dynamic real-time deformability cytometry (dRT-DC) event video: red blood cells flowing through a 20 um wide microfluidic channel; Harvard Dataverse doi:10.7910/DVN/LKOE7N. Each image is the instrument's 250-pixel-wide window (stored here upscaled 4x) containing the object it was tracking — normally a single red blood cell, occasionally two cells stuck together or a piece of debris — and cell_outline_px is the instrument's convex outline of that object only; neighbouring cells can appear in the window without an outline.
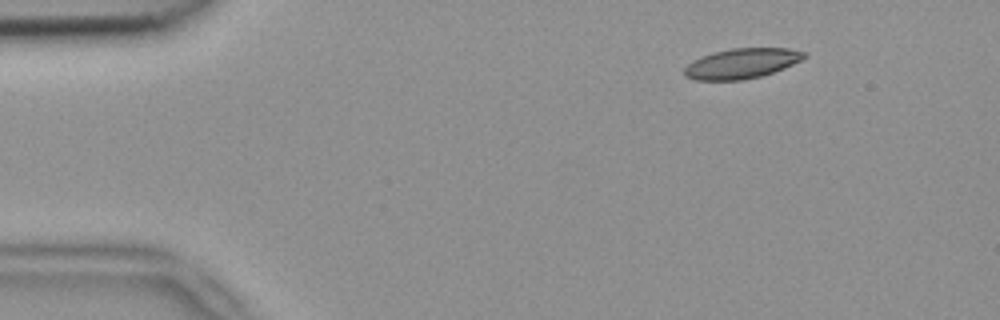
{"species": "common noctule bat (a hibernating species)", "species_latin": "Nyctalus noctula", "temperature_condition": "room temperature", "stored_images_in_passage": 5, "camera_frame_rate_fps": 3000, "um_per_image_px": 0.085, "animal": {"sex": "female", "body_mass_g": 18.4}, "frame": {"image": 1, "passage_image": 1, "time_ms": 0.0, "image_size_px": [1000, 320], "cell_outline_px": [[808, 56], [784, 68], [760, 76], [740, 80], [696, 80], [684, 76], [684, 68], [692, 60], [700, 56], [732, 48], [788, 48], [804, 52]], "centroid_in_image_um": [63.01, 5.39], "position_along_channel_um": 22.0, "area_um2": 20.87}}
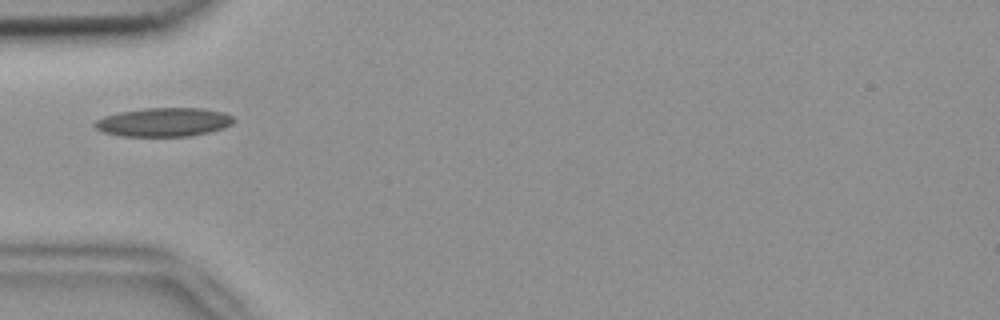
{"frame": {"image": 2, "passage_image": 4, "time_ms": 1.0, "image_size_px": [1000, 320], "cell_outline_px": [[236, 120], [232, 124], [224, 128], [192, 136], [120, 136], [104, 132], [96, 128], [92, 124], [96, 120], [104, 116], [120, 112], [144, 108], [200, 108], [224, 112], [232, 116]], "centroid_in_image_um": [13.93, 10.38], "position_along_channel_um": 71.1, "area_um2": 23.35}}